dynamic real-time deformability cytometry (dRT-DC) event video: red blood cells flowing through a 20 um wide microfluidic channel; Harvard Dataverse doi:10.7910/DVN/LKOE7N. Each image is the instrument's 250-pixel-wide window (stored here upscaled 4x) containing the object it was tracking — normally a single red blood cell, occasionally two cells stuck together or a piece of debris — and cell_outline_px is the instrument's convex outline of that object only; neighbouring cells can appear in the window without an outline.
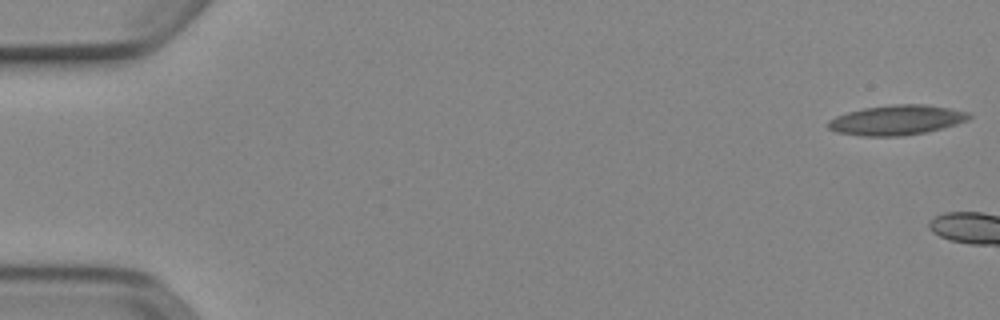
{"species": "Egyptian fruit bat (a non-hibernating species)", "species_latin": "Rousettus aegyptiacus", "temperature_condition": "cold", "stored_images_in_passage": 4, "camera_frame_rate_fps": 3000, "um_per_image_px": 0.085, "animal": {"sex": "female"}, "frame": {"image": 1, "passage_image": 1, "time_ms": 0.0, "image_size_px": [1000, 320], "cell_outline_px": [[972, 116], [968, 120], [956, 124], [924, 132], [900, 136], [860, 136], [836, 132], [828, 128], [828, 120], [836, 116], [848, 112], [864, 108], [892, 104], [924, 104], [972, 112]], "centroid_in_image_um": [76.21, 10.2], "position_along_channel_um": 8.8, "area_um2": 24.51}}